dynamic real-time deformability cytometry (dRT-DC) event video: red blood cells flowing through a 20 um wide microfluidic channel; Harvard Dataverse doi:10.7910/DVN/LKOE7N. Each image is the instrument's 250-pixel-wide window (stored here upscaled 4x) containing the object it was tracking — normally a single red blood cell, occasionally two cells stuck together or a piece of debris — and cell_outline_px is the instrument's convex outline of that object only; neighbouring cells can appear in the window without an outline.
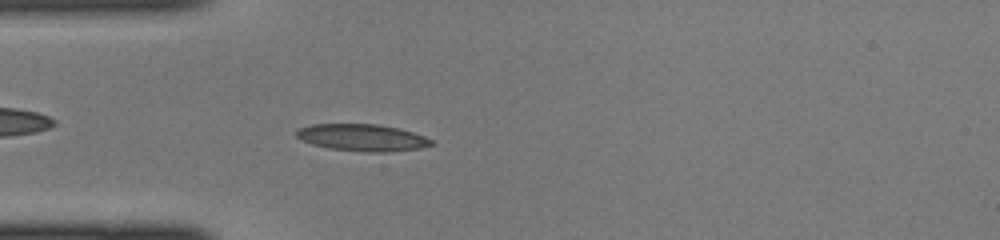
{"species": "common noctule bat (a hibernating species)", "species_latin": "Nyctalus noctula", "temperature_condition": "cold", "stored_images_in_passage": 44, "camera_frame_rate_fps": 3000, "um_per_image_px": 0.085, "animal": {"sex": "female", "body_mass_g": 22.0, "forearm_length_mm": 56.7}, "frame": {"image": 1, "passage_image": 12, "time_ms": 3.667, "image_size_px": [1000, 240], "cell_outline_px": [[436, 144], [420, 148], [392, 152], [364, 152], [328, 148], [312, 144], [300, 140], [296, 136], [296, 132], [300, 128], [312, 124], [380, 124], [400, 128], [436, 140]], "centroid_in_image_um": [30.85, 11.7], "position_along_channel_um": 54.1, "area_um2": 21.5}}
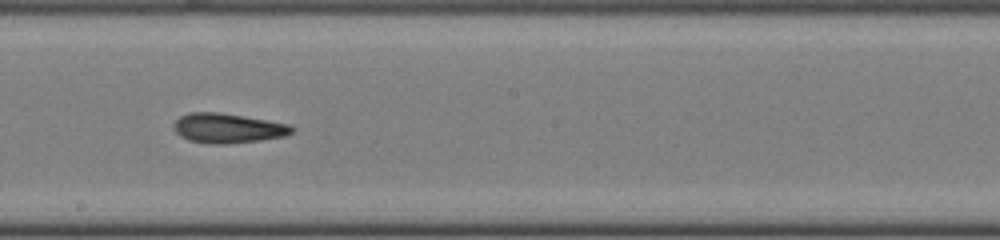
{"frame": {"image": 2, "passage_image": 24, "time_ms": 7.667, "image_size_px": [1000, 240], "cell_outline_px": [[296, 128], [292, 132], [284, 136], [260, 140], [224, 144], [208, 144], [188, 140], [180, 136], [172, 128], [172, 124], [180, 116], [188, 112], [220, 112], [288, 124]], "centroid_in_image_um": [19.3, 10.89], "position_along_channel_um": 228.9, "area_um2": 20.46}}
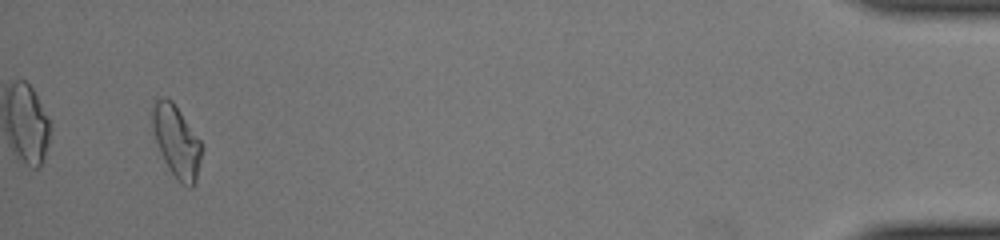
{"frame": {"image": 3, "passage_image": 42, "time_ms": 13.667, "image_size_px": [1000, 240], "cell_outline_px": [[204, 148], [196, 180], [192, 188], [188, 188], [180, 184], [176, 180], [168, 168], [160, 152], [152, 128], [152, 108], [156, 96], [164, 96], [172, 100], [200, 140]], "centroid_in_image_um": [15.01, 12.03], "position_along_channel_um": 420.2, "area_um2": 21.04}}